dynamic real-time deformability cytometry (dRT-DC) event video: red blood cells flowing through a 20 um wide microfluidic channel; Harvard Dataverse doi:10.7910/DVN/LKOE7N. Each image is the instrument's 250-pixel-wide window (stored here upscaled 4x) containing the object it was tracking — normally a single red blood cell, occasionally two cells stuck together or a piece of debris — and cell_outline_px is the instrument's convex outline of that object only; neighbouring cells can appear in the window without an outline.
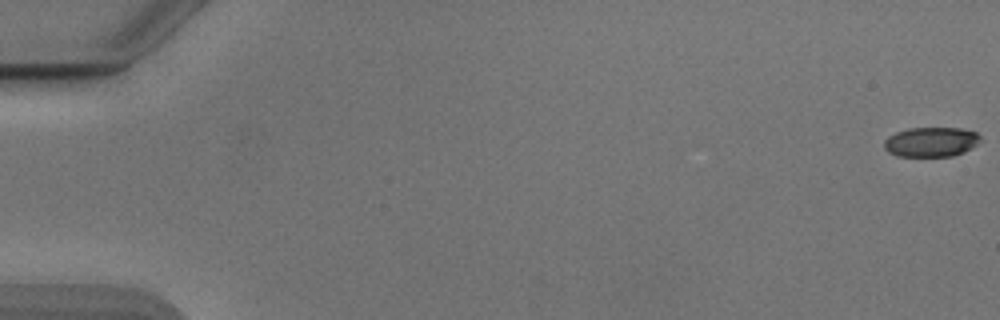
{"species": "Egyptian fruit bat (a non-hibernating species)", "species_latin": "Rousettus aegyptiacus", "temperature_condition": "cold", "stored_images_in_passage": 14, "camera_frame_rate_fps": 3000, "um_per_image_px": 0.085, "animal": {"sex": "male"}, "frame": {"image": 1, "passage_image": 1, "time_ms": 0.0, "image_size_px": [1000, 320], "cell_outline_px": [[980, 140], [976, 144], [964, 152], [952, 156], [896, 156], [888, 152], [884, 148], [884, 140], [888, 136], [896, 132], [908, 128], [960, 128], [976, 132], [980, 136]], "centroid_in_image_um": [79.11, 12.06], "position_along_channel_um": 5.9, "area_um2": 16.65}}